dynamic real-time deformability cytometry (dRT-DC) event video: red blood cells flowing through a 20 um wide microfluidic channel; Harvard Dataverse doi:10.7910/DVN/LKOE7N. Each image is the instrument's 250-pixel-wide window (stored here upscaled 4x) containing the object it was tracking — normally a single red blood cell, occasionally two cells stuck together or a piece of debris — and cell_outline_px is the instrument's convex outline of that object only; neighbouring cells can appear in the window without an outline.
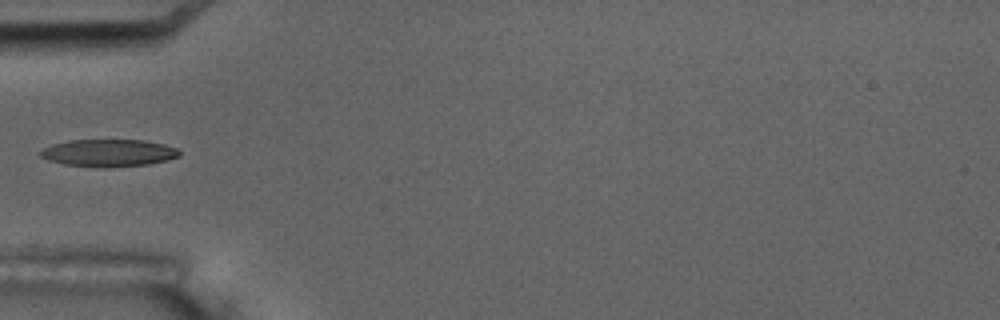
{"species": "common noctule bat (a hibernating species)", "species_latin": "Nyctalus noctula", "temperature_condition": "room temperature", "stored_images_in_passage": 6, "camera_frame_rate_fps": 3000, "um_per_image_px": 0.085, "animal": {"sex": "male", "body_mass_g": 17.5, "forearm_length_mm": 52.3}, "frame": {"image": 1, "passage_image": 6, "time_ms": 5.667, "image_size_px": [1000, 320], "cell_outline_px": [[180, 156], [168, 160], [148, 164], [100, 168], [64, 164], [48, 160], [40, 156], [40, 152], [44, 148], [52, 144], [68, 140], [144, 140], [164, 144], [176, 148], [180, 152]], "centroid_in_image_um": [9.23, 13.0], "position_along_channel_um": 75.8, "area_um2": 22.14}}